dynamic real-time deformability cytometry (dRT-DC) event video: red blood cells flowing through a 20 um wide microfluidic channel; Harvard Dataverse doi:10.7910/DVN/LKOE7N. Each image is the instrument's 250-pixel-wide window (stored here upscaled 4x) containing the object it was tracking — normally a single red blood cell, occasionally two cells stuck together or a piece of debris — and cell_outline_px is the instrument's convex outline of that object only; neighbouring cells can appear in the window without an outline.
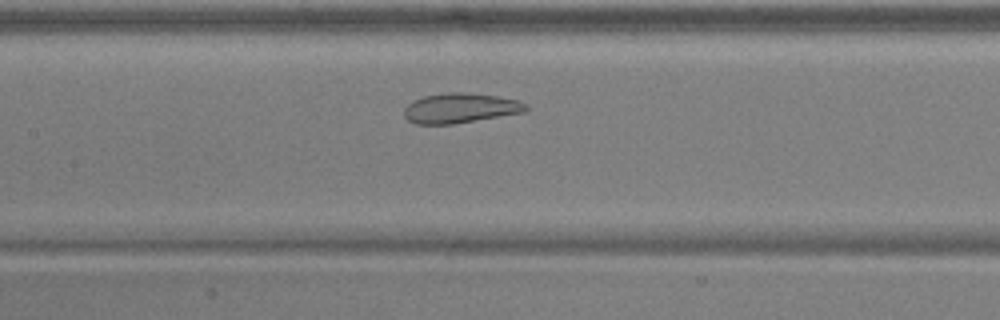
{"species": "common noctule bat (a hibernating species)", "species_latin": "Nyctalus noctula", "temperature_condition": "warm", "stored_images_in_passage": 40, "camera_frame_rate_fps": 3000, "um_per_image_px": 0.085, "animal": {"sex": "male", "body_mass_g": 17.9, "forearm_length_mm": 54.2}, "frame": {"image": 1, "passage_image": 16, "time_ms": 5.0, "image_size_px": [1000, 320], "cell_outline_px": [[528, 108], [524, 112], [452, 124], [416, 124], [408, 120], [404, 116], [404, 108], [412, 100], [424, 96], [448, 92], [460, 92], [496, 96], [516, 100], [524, 104]], "centroid_in_image_um": [39.05, 9.19], "position_along_channel_um": 168.3, "area_um2": 20.92}}
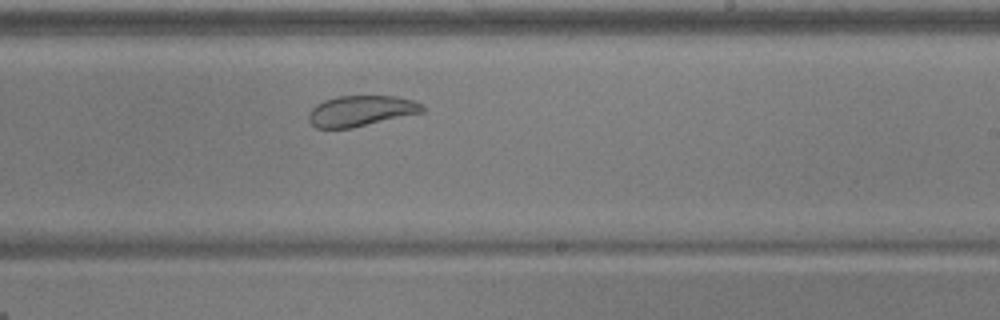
{"frame": {"image": 2, "passage_image": 23, "time_ms": 7.333, "image_size_px": [1000, 320], "cell_outline_px": [[428, 108], [424, 112], [352, 128], [316, 128], [308, 120], [308, 112], [316, 104], [324, 100], [336, 96], [396, 96], [412, 100], [424, 104]], "centroid_in_image_um": [30.7, 9.42], "position_along_channel_um": 258.3, "area_um2": 20.58}}
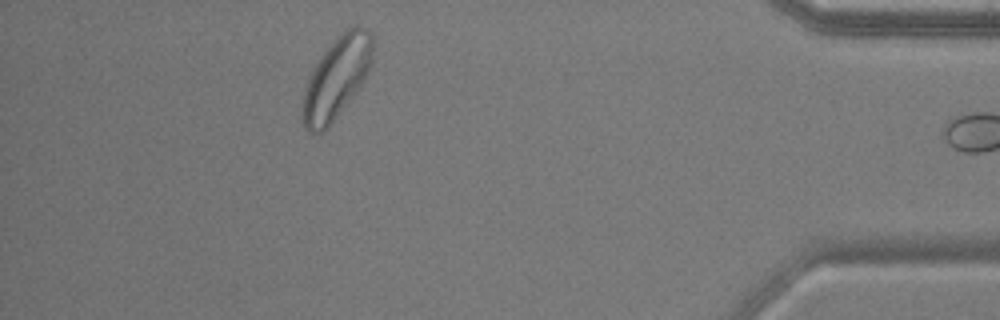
{"frame": {"image": 3, "passage_image": 38, "time_ms": 12.333, "image_size_px": [1000, 320], "cell_outline_px": [[372, 64], [360, 84], [352, 96], [328, 128], [324, 132], [308, 132], [304, 128], [300, 112], [304, 88], [316, 64], [324, 52], [340, 32], [356, 24], [368, 32], [372, 36]], "centroid_in_image_um": [28.56, 6.65], "position_along_channel_um": 406.6, "area_um2": 32.95}, "authors_computed_cell_mechanics": {"area_um2": 23.8425, "velocity_mm_per_s": 3.8749, "shape_relaxation_time_tau1_ms": null, "shape_relaxation_time_tau2_ms": 1.0704, "deformation_change_tau1": null, "deformation_change_tau2": 0.0694}}